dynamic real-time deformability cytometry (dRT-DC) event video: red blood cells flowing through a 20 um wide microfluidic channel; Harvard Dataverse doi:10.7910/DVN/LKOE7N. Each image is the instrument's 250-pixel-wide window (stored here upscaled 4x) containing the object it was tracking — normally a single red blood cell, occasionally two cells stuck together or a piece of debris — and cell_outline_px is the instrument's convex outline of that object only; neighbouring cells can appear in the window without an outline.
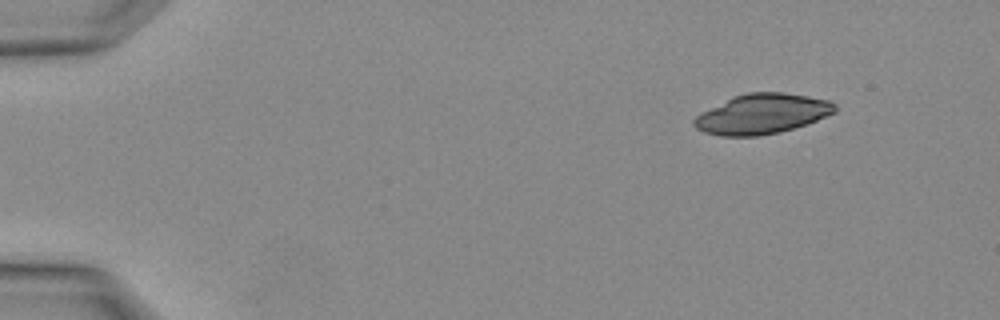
{"species": "Egyptian fruit bat (a non-hibernating species)", "species_latin": "Rousettus aegyptiacus", "temperature_condition": "warm", "stored_images_in_passage": 2, "camera_frame_rate_fps": 3000, "um_per_image_px": 0.085, "animal": {"sex": "female"}, "frame": {"image": 1, "passage_image": 1, "time_ms": 0.0, "image_size_px": [1000, 320], "cell_outline_px": [[836, 112], [816, 120], [780, 132], [756, 136], [720, 136], [704, 132], [696, 128], [692, 124], [692, 120], [696, 116], [732, 96], [748, 92], [784, 92], [808, 96], [828, 100], [836, 104]], "centroid_in_image_um": [64.76, 9.68], "position_along_channel_um": 20.2, "area_um2": 32.66}}